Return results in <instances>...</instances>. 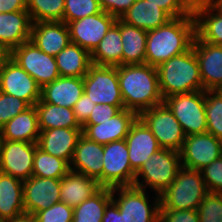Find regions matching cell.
<instances>
[{
	"label": "cell",
	"mask_w": 222,
	"mask_h": 222,
	"mask_svg": "<svg viewBox=\"0 0 222 222\" xmlns=\"http://www.w3.org/2000/svg\"><path fill=\"white\" fill-rule=\"evenodd\" d=\"M117 75L125 109L139 116L163 103L155 66L147 63L120 65L117 66Z\"/></svg>",
	"instance_id": "1"
},
{
	"label": "cell",
	"mask_w": 222,
	"mask_h": 222,
	"mask_svg": "<svg viewBox=\"0 0 222 222\" xmlns=\"http://www.w3.org/2000/svg\"><path fill=\"white\" fill-rule=\"evenodd\" d=\"M195 36L193 13L173 18L167 24L147 31L145 63L157 67L170 58L188 51Z\"/></svg>",
	"instance_id": "2"
},
{
	"label": "cell",
	"mask_w": 222,
	"mask_h": 222,
	"mask_svg": "<svg viewBox=\"0 0 222 222\" xmlns=\"http://www.w3.org/2000/svg\"><path fill=\"white\" fill-rule=\"evenodd\" d=\"M159 88L163 99L175 94L203 91L198 58L193 46L157 67Z\"/></svg>",
	"instance_id": "3"
},
{
	"label": "cell",
	"mask_w": 222,
	"mask_h": 222,
	"mask_svg": "<svg viewBox=\"0 0 222 222\" xmlns=\"http://www.w3.org/2000/svg\"><path fill=\"white\" fill-rule=\"evenodd\" d=\"M208 193L201 172L182 167L171 185L159 195L160 209L198 210Z\"/></svg>",
	"instance_id": "4"
},
{
	"label": "cell",
	"mask_w": 222,
	"mask_h": 222,
	"mask_svg": "<svg viewBox=\"0 0 222 222\" xmlns=\"http://www.w3.org/2000/svg\"><path fill=\"white\" fill-rule=\"evenodd\" d=\"M181 168L180 152L161 148L141 166L133 186L160 195L171 185Z\"/></svg>",
	"instance_id": "5"
},
{
	"label": "cell",
	"mask_w": 222,
	"mask_h": 222,
	"mask_svg": "<svg viewBox=\"0 0 222 222\" xmlns=\"http://www.w3.org/2000/svg\"><path fill=\"white\" fill-rule=\"evenodd\" d=\"M112 201L123 215L124 222H159L158 194L136 186L116 187L112 188Z\"/></svg>",
	"instance_id": "6"
},
{
	"label": "cell",
	"mask_w": 222,
	"mask_h": 222,
	"mask_svg": "<svg viewBox=\"0 0 222 222\" xmlns=\"http://www.w3.org/2000/svg\"><path fill=\"white\" fill-rule=\"evenodd\" d=\"M186 136L207 132L205 90L175 94L163 99Z\"/></svg>",
	"instance_id": "7"
},
{
	"label": "cell",
	"mask_w": 222,
	"mask_h": 222,
	"mask_svg": "<svg viewBox=\"0 0 222 222\" xmlns=\"http://www.w3.org/2000/svg\"><path fill=\"white\" fill-rule=\"evenodd\" d=\"M139 117L150 128L161 148L180 152L186 135L164 103L143 111Z\"/></svg>",
	"instance_id": "8"
},
{
	"label": "cell",
	"mask_w": 222,
	"mask_h": 222,
	"mask_svg": "<svg viewBox=\"0 0 222 222\" xmlns=\"http://www.w3.org/2000/svg\"><path fill=\"white\" fill-rule=\"evenodd\" d=\"M102 187L133 186L136 173L132 170L125 139L103 145Z\"/></svg>",
	"instance_id": "9"
},
{
	"label": "cell",
	"mask_w": 222,
	"mask_h": 222,
	"mask_svg": "<svg viewBox=\"0 0 222 222\" xmlns=\"http://www.w3.org/2000/svg\"><path fill=\"white\" fill-rule=\"evenodd\" d=\"M84 93L95 104L124 106L117 67L92 64L83 77Z\"/></svg>",
	"instance_id": "10"
},
{
	"label": "cell",
	"mask_w": 222,
	"mask_h": 222,
	"mask_svg": "<svg viewBox=\"0 0 222 222\" xmlns=\"http://www.w3.org/2000/svg\"><path fill=\"white\" fill-rule=\"evenodd\" d=\"M8 55L32 76L41 88L60 76L55 56L44 53L30 40L14 48Z\"/></svg>",
	"instance_id": "11"
},
{
	"label": "cell",
	"mask_w": 222,
	"mask_h": 222,
	"mask_svg": "<svg viewBox=\"0 0 222 222\" xmlns=\"http://www.w3.org/2000/svg\"><path fill=\"white\" fill-rule=\"evenodd\" d=\"M0 91L34 106L41 99V87L8 54L0 64Z\"/></svg>",
	"instance_id": "12"
},
{
	"label": "cell",
	"mask_w": 222,
	"mask_h": 222,
	"mask_svg": "<svg viewBox=\"0 0 222 222\" xmlns=\"http://www.w3.org/2000/svg\"><path fill=\"white\" fill-rule=\"evenodd\" d=\"M222 155V140L211 133L185 137L180 150L182 167L200 171Z\"/></svg>",
	"instance_id": "13"
},
{
	"label": "cell",
	"mask_w": 222,
	"mask_h": 222,
	"mask_svg": "<svg viewBox=\"0 0 222 222\" xmlns=\"http://www.w3.org/2000/svg\"><path fill=\"white\" fill-rule=\"evenodd\" d=\"M116 20V17L102 11L98 14L71 21L67 23L70 41L91 53Z\"/></svg>",
	"instance_id": "14"
},
{
	"label": "cell",
	"mask_w": 222,
	"mask_h": 222,
	"mask_svg": "<svg viewBox=\"0 0 222 222\" xmlns=\"http://www.w3.org/2000/svg\"><path fill=\"white\" fill-rule=\"evenodd\" d=\"M37 143L3 140L0 155V172L22 181L32 177Z\"/></svg>",
	"instance_id": "15"
},
{
	"label": "cell",
	"mask_w": 222,
	"mask_h": 222,
	"mask_svg": "<svg viewBox=\"0 0 222 222\" xmlns=\"http://www.w3.org/2000/svg\"><path fill=\"white\" fill-rule=\"evenodd\" d=\"M61 179L32 176L23 181V203L27 214H37L60 199Z\"/></svg>",
	"instance_id": "16"
},
{
	"label": "cell",
	"mask_w": 222,
	"mask_h": 222,
	"mask_svg": "<svg viewBox=\"0 0 222 222\" xmlns=\"http://www.w3.org/2000/svg\"><path fill=\"white\" fill-rule=\"evenodd\" d=\"M125 141L127 143L130 165L135 173L149 160L151 155L161 149L150 128L139 116L132 123Z\"/></svg>",
	"instance_id": "17"
},
{
	"label": "cell",
	"mask_w": 222,
	"mask_h": 222,
	"mask_svg": "<svg viewBox=\"0 0 222 222\" xmlns=\"http://www.w3.org/2000/svg\"><path fill=\"white\" fill-rule=\"evenodd\" d=\"M138 115L127 109H122L118 114L100 124H84L82 134L98 144H108L113 141L125 139L132 123Z\"/></svg>",
	"instance_id": "18"
},
{
	"label": "cell",
	"mask_w": 222,
	"mask_h": 222,
	"mask_svg": "<svg viewBox=\"0 0 222 222\" xmlns=\"http://www.w3.org/2000/svg\"><path fill=\"white\" fill-rule=\"evenodd\" d=\"M195 38L214 45H222V11L211 0L193 3Z\"/></svg>",
	"instance_id": "19"
},
{
	"label": "cell",
	"mask_w": 222,
	"mask_h": 222,
	"mask_svg": "<svg viewBox=\"0 0 222 222\" xmlns=\"http://www.w3.org/2000/svg\"><path fill=\"white\" fill-rule=\"evenodd\" d=\"M33 22L28 11L0 13V48L9 54L31 38Z\"/></svg>",
	"instance_id": "20"
},
{
	"label": "cell",
	"mask_w": 222,
	"mask_h": 222,
	"mask_svg": "<svg viewBox=\"0 0 222 222\" xmlns=\"http://www.w3.org/2000/svg\"><path fill=\"white\" fill-rule=\"evenodd\" d=\"M40 131L38 148L65 160L70 165L78 139L82 135V128H54Z\"/></svg>",
	"instance_id": "21"
},
{
	"label": "cell",
	"mask_w": 222,
	"mask_h": 222,
	"mask_svg": "<svg viewBox=\"0 0 222 222\" xmlns=\"http://www.w3.org/2000/svg\"><path fill=\"white\" fill-rule=\"evenodd\" d=\"M103 145L88 139L83 134L78 139L70 170L95 179L102 187Z\"/></svg>",
	"instance_id": "22"
},
{
	"label": "cell",
	"mask_w": 222,
	"mask_h": 222,
	"mask_svg": "<svg viewBox=\"0 0 222 222\" xmlns=\"http://www.w3.org/2000/svg\"><path fill=\"white\" fill-rule=\"evenodd\" d=\"M204 90H214L222 82V45L193 41Z\"/></svg>",
	"instance_id": "23"
},
{
	"label": "cell",
	"mask_w": 222,
	"mask_h": 222,
	"mask_svg": "<svg viewBox=\"0 0 222 222\" xmlns=\"http://www.w3.org/2000/svg\"><path fill=\"white\" fill-rule=\"evenodd\" d=\"M30 41L52 56H56L71 42L68 26L63 21L33 23Z\"/></svg>",
	"instance_id": "24"
},
{
	"label": "cell",
	"mask_w": 222,
	"mask_h": 222,
	"mask_svg": "<svg viewBox=\"0 0 222 222\" xmlns=\"http://www.w3.org/2000/svg\"><path fill=\"white\" fill-rule=\"evenodd\" d=\"M84 93L81 77L59 76L41 88L40 102L72 108Z\"/></svg>",
	"instance_id": "25"
},
{
	"label": "cell",
	"mask_w": 222,
	"mask_h": 222,
	"mask_svg": "<svg viewBox=\"0 0 222 222\" xmlns=\"http://www.w3.org/2000/svg\"><path fill=\"white\" fill-rule=\"evenodd\" d=\"M120 19L132 26L150 31L167 24L173 18L158 5L147 0H136Z\"/></svg>",
	"instance_id": "26"
},
{
	"label": "cell",
	"mask_w": 222,
	"mask_h": 222,
	"mask_svg": "<svg viewBox=\"0 0 222 222\" xmlns=\"http://www.w3.org/2000/svg\"><path fill=\"white\" fill-rule=\"evenodd\" d=\"M100 188L95 179L70 170L61 178L60 199L61 202L74 208L90 198Z\"/></svg>",
	"instance_id": "27"
},
{
	"label": "cell",
	"mask_w": 222,
	"mask_h": 222,
	"mask_svg": "<svg viewBox=\"0 0 222 222\" xmlns=\"http://www.w3.org/2000/svg\"><path fill=\"white\" fill-rule=\"evenodd\" d=\"M0 130L3 140L37 143L41 131L35 105L13 117Z\"/></svg>",
	"instance_id": "28"
},
{
	"label": "cell",
	"mask_w": 222,
	"mask_h": 222,
	"mask_svg": "<svg viewBox=\"0 0 222 222\" xmlns=\"http://www.w3.org/2000/svg\"><path fill=\"white\" fill-rule=\"evenodd\" d=\"M121 19L108 30L104 38L91 52L92 64L117 67L122 65Z\"/></svg>",
	"instance_id": "29"
},
{
	"label": "cell",
	"mask_w": 222,
	"mask_h": 222,
	"mask_svg": "<svg viewBox=\"0 0 222 222\" xmlns=\"http://www.w3.org/2000/svg\"><path fill=\"white\" fill-rule=\"evenodd\" d=\"M24 213L23 181L0 172V218L9 220Z\"/></svg>",
	"instance_id": "30"
},
{
	"label": "cell",
	"mask_w": 222,
	"mask_h": 222,
	"mask_svg": "<svg viewBox=\"0 0 222 222\" xmlns=\"http://www.w3.org/2000/svg\"><path fill=\"white\" fill-rule=\"evenodd\" d=\"M55 60L60 76L83 78L92 65L91 53L71 42L55 56Z\"/></svg>",
	"instance_id": "31"
},
{
	"label": "cell",
	"mask_w": 222,
	"mask_h": 222,
	"mask_svg": "<svg viewBox=\"0 0 222 222\" xmlns=\"http://www.w3.org/2000/svg\"><path fill=\"white\" fill-rule=\"evenodd\" d=\"M122 65L144 64L147 31L121 20Z\"/></svg>",
	"instance_id": "32"
},
{
	"label": "cell",
	"mask_w": 222,
	"mask_h": 222,
	"mask_svg": "<svg viewBox=\"0 0 222 222\" xmlns=\"http://www.w3.org/2000/svg\"><path fill=\"white\" fill-rule=\"evenodd\" d=\"M35 107L38 113L40 130L54 128H82L77 122L72 108L43 103L40 101L35 104Z\"/></svg>",
	"instance_id": "33"
},
{
	"label": "cell",
	"mask_w": 222,
	"mask_h": 222,
	"mask_svg": "<svg viewBox=\"0 0 222 222\" xmlns=\"http://www.w3.org/2000/svg\"><path fill=\"white\" fill-rule=\"evenodd\" d=\"M112 201V189L101 187L90 198L73 208L72 222H102L105 209Z\"/></svg>",
	"instance_id": "34"
},
{
	"label": "cell",
	"mask_w": 222,
	"mask_h": 222,
	"mask_svg": "<svg viewBox=\"0 0 222 222\" xmlns=\"http://www.w3.org/2000/svg\"><path fill=\"white\" fill-rule=\"evenodd\" d=\"M69 171L70 165L65 160L36 148L32 176L61 179Z\"/></svg>",
	"instance_id": "35"
},
{
	"label": "cell",
	"mask_w": 222,
	"mask_h": 222,
	"mask_svg": "<svg viewBox=\"0 0 222 222\" xmlns=\"http://www.w3.org/2000/svg\"><path fill=\"white\" fill-rule=\"evenodd\" d=\"M26 2L33 23L63 21L64 0H26Z\"/></svg>",
	"instance_id": "36"
},
{
	"label": "cell",
	"mask_w": 222,
	"mask_h": 222,
	"mask_svg": "<svg viewBox=\"0 0 222 222\" xmlns=\"http://www.w3.org/2000/svg\"><path fill=\"white\" fill-rule=\"evenodd\" d=\"M207 132L222 140V96L214 90H205Z\"/></svg>",
	"instance_id": "37"
},
{
	"label": "cell",
	"mask_w": 222,
	"mask_h": 222,
	"mask_svg": "<svg viewBox=\"0 0 222 222\" xmlns=\"http://www.w3.org/2000/svg\"><path fill=\"white\" fill-rule=\"evenodd\" d=\"M63 22L69 23L102 12L99 0H64Z\"/></svg>",
	"instance_id": "38"
},
{
	"label": "cell",
	"mask_w": 222,
	"mask_h": 222,
	"mask_svg": "<svg viewBox=\"0 0 222 222\" xmlns=\"http://www.w3.org/2000/svg\"><path fill=\"white\" fill-rule=\"evenodd\" d=\"M200 222H222V193H208L198 207Z\"/></svg>",
	"instance_id": "39"
},
{
	"label": "cell",
	"mask_w": 222,
	"mask_h": 222,
	"mask_svg": "<svg viewBox=\"0 0 222 222\" xmlns=\"http://www.w3.org/2000/svg\"><path fill=\"white\" fill-rule=\"evenodd\" d=\"M29 107L24 100L0 91V128Z\"/></svg>",
	"instance_id": "40"
},
{
	"label": "cell",
	"mask_w": 222,
	"mask_h": 222,
	"mask_svg": "<svg viewBox=\"0 0 222 222\" xmlns=\"http://www.w3.org/2000/svg\"><path fill=\"white\" fill-rule=\"evenodd\" d=\"M34 216L37 222H72L73 207L60 201L34 214Z\"/></svg>",
	"instance_id": "41"
},
{
	"label": "cell",
	"mask_w": 222,
	"mask_h": 222,
	"mask_svg": "<svg viewBox=\"0 0 222 222\" xmlns=\"http://www.w3.org/2000/svg\"><path fill=\"white\" fill-rule=\"evenodd\" d=\"M207 190L210 193H222V155L200 170Z\"/></svg>",
	"instance_id": "42"
},
{
	"label": "cell",
	"mask_w": 222,
	"mask_h": 222,
	"mask_svg": "<svg viewBox=\"0 0 222 222\" xmlns=\"http://www.w3.org/2000/svg\"><path fill=\"white\" fill-rule=\"evenodd\" d=\"M149 3L158 5L159 8L167 12L172 18L188 16L193 12L195 0H147Z\"/></svg>",
	"instance_id": "43"
},
{
	"label": "cell",
	"mask_w": 222,
	"mask_h": 222,
	"mask_svg": "<svg viewBox=\"0 0 222 222\" xmlns=\"http://www.w3.org/2000/svg\"><path fill=\"white\" fill-rule=\"evenodd\" d=\"M159 222H200L197 210L160 209Z\"/></svg>",
	"instance_id": "44"
},
{
	"label": "cell",
	"mask_w": 222,
	"mask_h": 222,
	"mask_svg": "<svg viewBox=\"0 0 222 222\" xmlns=\"http://www.w3.org/2000/svg\"><path fill=\"white\" fill-rule=\"evenodd\" d=\"M124 106H114L111 104H95L90 116L85 124H100L105 120L118 114Z\"/></svg>",
	"instance_id": "45"
},
{
	"label": "cell",
	"mask_w": 222,
	"mask_h": 222,
	"mask_svg": "<svg viewBox=\"0 0 222 222\" xmlns=\"http://www.w3.org/2000/svg\"><path fill=\"white\" fill-rule=\"evenodd\" d=\"M135 1L136 0H99V3L104 12L116 18H121Z\"/></svg>",
	"instance_id": "46"
},
{
	"label": "cell",
	"mask_w": 222,
	"mask_h": 222,
	"mask_svg": "<svg viewBox=\"0 0 222 222\" xmlns=\"http://www.w3.org/2000/svg\"><path fill=\"white\" fill-rule=\"evenodd\" d=\"M94 106L95 102L91 101L85 93H83L80 99L75 103L73 111L75 113L76 120L81 127L87 122Z\"/></svg>",
	"instance_id": "47"
},
{
	"label": "cell",
	"mask_w": 222,
	"mask_h": 222,
	"mask_svg": "<svg viewBox=\"0 0 222 222\" xmlns=\"http://www.w3.org/2000/svg\"><path fill=\"white\" fill-rule=\"evenodd\" d=\"M27 11L26 0H0V13Z\"/></svg>",
	"instance_id": "48"
},
{
	"label": "cell",
	"mask_w": 222,
	"mask_h": 222,
	"mask_svg": "<svg viewBox=\"0 0 222 222\" xmlns=\"http://www.w3.org/2000/svg\"><path fill=\"white\" fill-rule=\"evenodd\" d=\"M102 222H124L123 215L113 201L107 205Z\"/></svg>",
	"instance_id": "49"
},
{
	"label": "cell",
	"mask_w": 222,
	"mask_h": 222,
	"mask_svg": "<svg viewBox=\"0 0 222 222\" xmlns=\"http://www.w3.org/2000/svg\"><path fill=\"white\" fill-rule=\"evenodd\" d=\"M8 222H37V220L34 215L24 213L16 218L9 219Z\"/></svg>",
	"instance_id": "50"
},
{
	"label": "cell",
	"mask_w": 222,
	"mask_h": 222,
	"mask_svg": "<svg viewBox=\"0 0 222 222\" xmlns=\"http://www.w3.org/2000/svg\"><path fill=\"white\" fill-rule=\"evenodd\" d=\"M214 91H215L217 94H219V95L222 96V82H221L218 86H216V88L214 89Z\"/></svg>",
	"instance_id": "51"
},
{
	"label": "cell",
	"mask_w": 222,
	"mask_h": 222,
	"mask_svg": "<svg viewBox=\"0 0 222 222\" xmlns=\"http://www.w3.org/2000/svg\"><path fill=\"white\" fill-rule=\"evenodd\" d=\"M222 11V0H211Z\"/></svg>",
	"instance_id": "52"
},
{
	"label": "cell",
	"mask_w": 222,
	"mask_h": 222,
	"mask_svg": "<svg viewBox=\"0 0 222 222\" xmlns=\"http://www.w3.org/2000/svg\"><path fill=\"white\" fill-rule=\"evenodd\" d=\"M7 54L3 51V50H0V64L3 60V58L6 56Z\"/></svg>",
	"instance_id": "53"
},
{
	"label": "cell",
	"mask_w": 222,
	"mask_h": 222,
	"mask_svg": "<svg viewBox=\"0 0 222 222\" xmlns=\"http://www.w3.org/2000/svg\"><path fill=\"white\" fill-rule=\"evenodd\" d=\"M2 142H3V137H2L1 130H0V155H1Z\"/></svg>",
	"instance_id": "54"
},
{
	"label": "cell",
	"mask_w": 222,
	"mask_h": 222,
	"mask_svg": "<svg viewBox=\"0 0 222 222\" xmlns=\"http://www.w3.org/2000/svg\"><path fill=\"white\" fill-rule=\"evenodd\" d=\"M0 222H8V219L0 218Z\"/></svg>",
	"instance_id": "55"
}]
</instances>
